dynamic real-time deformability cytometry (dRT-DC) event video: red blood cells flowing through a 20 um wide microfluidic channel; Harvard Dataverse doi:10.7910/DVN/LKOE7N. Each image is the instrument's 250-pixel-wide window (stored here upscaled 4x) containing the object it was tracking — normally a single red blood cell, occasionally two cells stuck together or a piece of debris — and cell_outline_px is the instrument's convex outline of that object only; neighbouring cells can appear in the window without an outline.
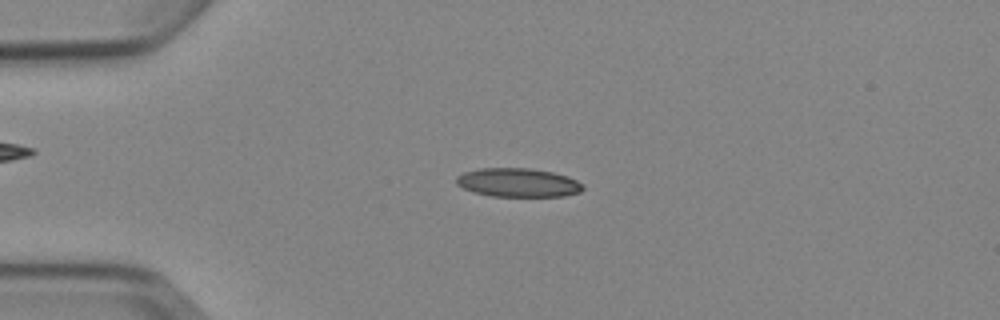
{"species": "Egyptian fruit bat (a non-hibernating species)", "species_latin": "Rousettus aegyptiacus", "temperature_condition": "cold", "stored_images_in_passage": 4, "camera_frame_rate_fps": 3000, "um_per_image_px": 0.085, "animal": {"sex": "female"}, "frame": {"image": 1, "passage_image": 1, "time_ms": 0.0, "image_size_px": [1000, 320], "cell_outline_px": [[584, 188], [580, 192], [564, 196], [492, 196], [472, 192], [456, 184], [456, 176], [464, 172], [480, 168], [528, 168], [552, 172], [568, 176], [584, 184]], "centroid_in_image_um": [44.03, 15.52], "position_along_channel_um": 41.0, "area_um2": 21.27}}
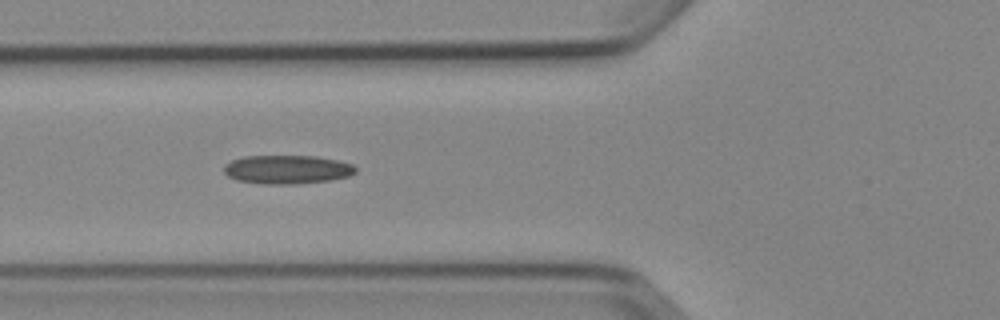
{"frame": {"image": 2, "passage_image": 3, "time_ms": 2.333, "image_size_px": [1000, 320], "cell_outline_px": [[356, 172], [348, 176], [332, 180], [296, 184], [264, 184], [236, 180], [228, 176], [224, 172], [224, 164], [232, 160], [244, 156], [316, 156], [336, 160], [352, 164], [356, 168]], "centroid_in_image_um": [24.39, 14.41], "position_along_channel_um": 101.4, "area_um2": 22.08}}
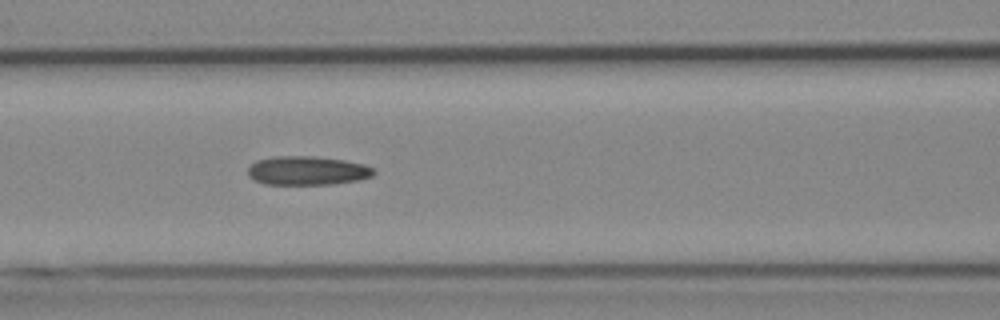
{"frame": {"image": 3, "passage_image": 4, "time_ms": 3.333, "image_size_px": [1000, 320], "cell_outline_px": [[376, 172], [372, 176], [360, 180], [332, 184], [264, 184], [252, 180], [248, 176], [248, 168], [256, 160], [272, 156], [312, 156], [344, 160], [364, 164], [372, 168]], "centroid_in_image_um": [26.09, 14.5], "position_along_channel_um": 140.5, "area_um2": 21.33}}